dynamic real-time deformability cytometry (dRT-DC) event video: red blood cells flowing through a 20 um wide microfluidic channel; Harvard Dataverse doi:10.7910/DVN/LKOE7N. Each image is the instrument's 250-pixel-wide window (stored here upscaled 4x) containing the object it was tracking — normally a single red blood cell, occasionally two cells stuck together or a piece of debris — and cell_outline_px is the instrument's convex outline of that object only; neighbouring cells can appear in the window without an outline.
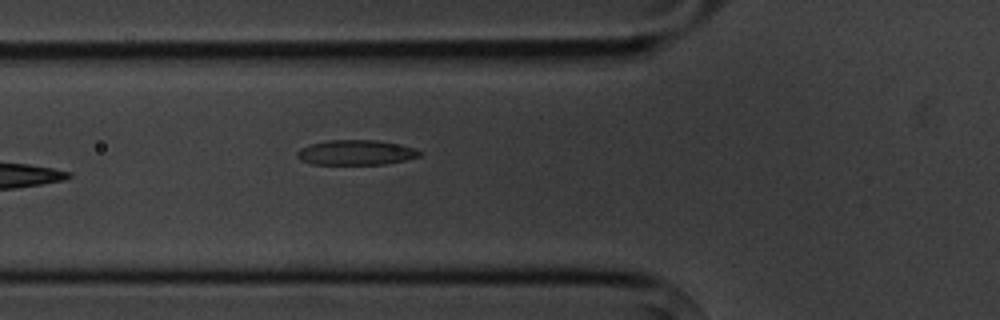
{"species": "common noctule bat (a hibernating species)", "species_latin": "Nyctalus noctula", "temperature_condition": "cold", "stored_images_in_passage": 7, "camera_frame_rate_fps": 3000, "um_per_image_px": 0.085, "animal": {"sex": "male", "body_mass_g": 20.1, "forearm_length_mm": 53.5}, "frame": {"image": 1, "passage_image": 7, "time_ms": 7.0, "image_size_px": [1000, 320], "cell_outline_px": [[420, 156], [404, 160], [384, 164], [312, 164], [300, 160], [296, 156], [296, 152], [300, 148], [312, 144], [328, 140], [376, 140], [416, 148], [420, 152]], "centroid_in_image_um": [30.22, 12.96], "position_along_channel_um": 95.6, "area_um2": 17.69}}